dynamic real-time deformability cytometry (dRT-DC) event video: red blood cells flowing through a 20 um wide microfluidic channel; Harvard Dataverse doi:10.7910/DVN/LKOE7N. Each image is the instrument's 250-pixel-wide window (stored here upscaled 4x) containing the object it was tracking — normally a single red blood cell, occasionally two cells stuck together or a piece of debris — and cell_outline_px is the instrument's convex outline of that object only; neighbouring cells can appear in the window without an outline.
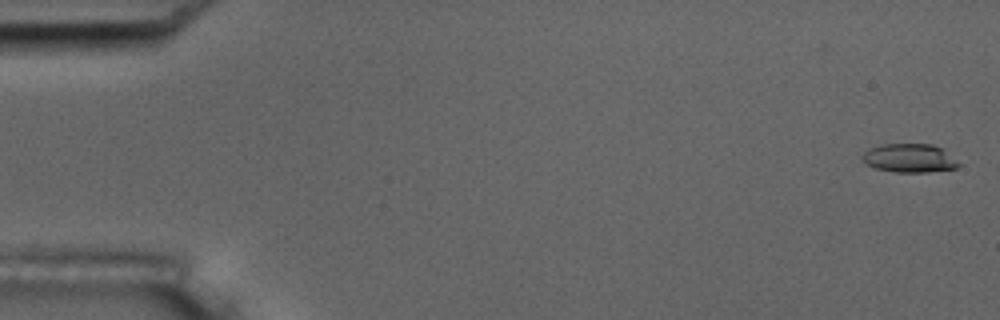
{"species": "common noctule bat (a hibernating species)", "species_latin": "Nyctalus noctula", "temperature_condition": "room temperature", "stored_images_in_passage": 6, "segment_of_instrument_passage": [2, 2], "camera_frame_rate_fps": 3000, "um_per_image_px": 0.085, "animal": {"sex": "male", "body_mass_g": 17.5, "forearm_length_mm": 52.3}, "frame": {"image": 1, "passage_image": 6, "time_ms": 6.0, "image_size_px": [1000, 320], "cell_outline_px": [[960, 164], [956, 168], [928, 172], [896, 172], [876, 168], [864, 164], [860, 156], [868, 148], [880, 144], [932, 144], [944, 148]], "centroid_in_image_um": [77.27, 13.43], "position_along_channel_um": 7.7, "area_um2": 16.3}}